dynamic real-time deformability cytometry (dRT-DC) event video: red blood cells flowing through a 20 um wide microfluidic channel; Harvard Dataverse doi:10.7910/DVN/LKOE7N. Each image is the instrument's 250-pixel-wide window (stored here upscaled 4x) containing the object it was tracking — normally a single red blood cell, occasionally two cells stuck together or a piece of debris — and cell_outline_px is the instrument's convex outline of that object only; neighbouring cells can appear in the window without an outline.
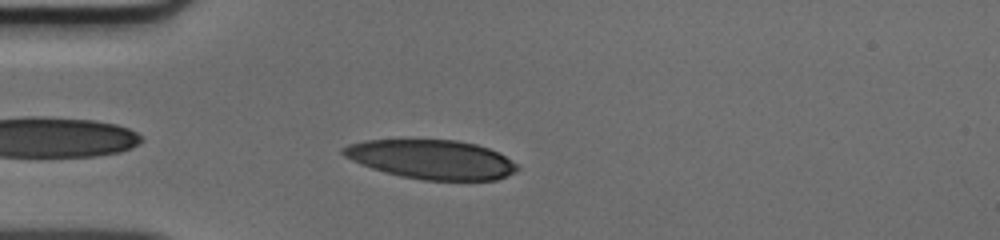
{"species": "human", "species_latin": "Homo sapiens", "temperature_condition": "cold", "stored_images_in_passage": 32, "camera_frame_rate_fps": 3000, "um_per_image_px": 0.085, "donor": {"sex": "male"}, "frame": {"image": 1, "passage_image": 3, "time_ms": 0.667, "image_size_px": [1000, 240], "cell_outline_px": [[520, 168], [516, 172], [508, 176], [496, 180], [424, 180], [400, 176], [384, 172], [360, 164], [344, 156], [340, 152], [340, 148], [348, 144], [364, 140], [456, 140], [476, 144], [488, 148], [504, 156], [516, 164]], "centroid_in_image_um": [36.66, 13.55], "position_along_channel_um": 48.3, "area_um2": 39.77}}
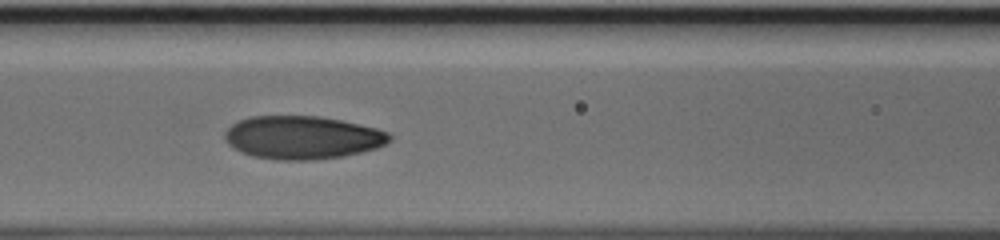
{"frame": {"image": 2, "passage_image": 11, "time_ms": 3.333, "image_size_px": [1000, 240], "cell_outline_px": [[392, 140], [376, 148], [344, 156], [312, 160], [280, 160], [252, 156], [228, 144], [224, 140], [224, 132], [232, 124], [240, 120], [252, 116], [320, 116], [340, 120], [376, 128], [388, 132], [392, 136]], "centroid_in_image_um": [25.71, 11.68], "position_along_channel_um": 140.9, "area_um2": 41.27}}
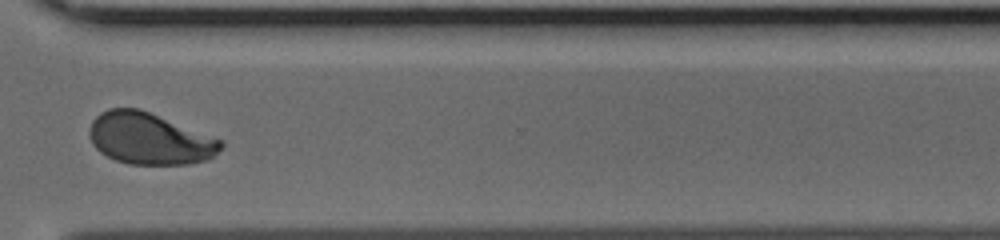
{"frame": {"image": 3, "passage_image": 27, "time_ms": 8.667, "image_size_px": [1000, 240], "cell_outline_px": [[224, 144], [208, 160], [188, 164], [128, 164], [116, 160], [100, 152], [92, 144], [88, 132], [88, 128], [92, 120], [100, 112], [108, 108], [140, 108], [224, 140]], "centroid_in_image_um": [12.69, 11.77], "position_along_channel_um": 357.9, "area_um2": 39.82}}